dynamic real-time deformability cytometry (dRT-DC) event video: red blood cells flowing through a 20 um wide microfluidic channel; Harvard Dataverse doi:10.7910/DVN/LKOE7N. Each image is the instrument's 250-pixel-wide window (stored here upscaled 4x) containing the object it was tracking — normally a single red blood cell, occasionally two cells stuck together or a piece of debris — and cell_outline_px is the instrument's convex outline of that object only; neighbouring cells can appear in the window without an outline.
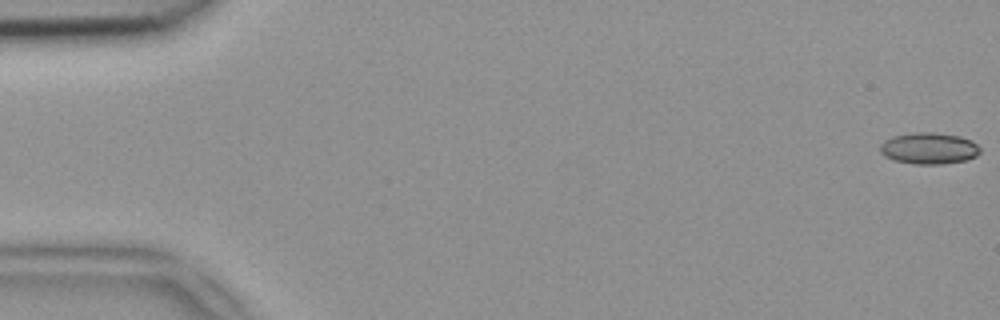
{"species": "common noctule bat (a hibernating species)", "species_latin": "Nyctalus noctula", "temperature_condition": "room temperature", "stored_images_in_passage": 23, "camera_frame_rate_fps": 3000, "um_per_image_px": 0.085, "animal": {"sex": "female", "body_mass_g": 18.4}, "frame": {"image": 1, "passage_image": 1, "time_ms": 0.0, "image_size_px": [1000, 320], "cell_outline_px": [[980, 152], [976, 156], [964, 160], [940, 164], [916, 164], [896, 160], [884, 156], [880, 152], [880, 144], [884, 140], [892, 136], [916, 132], [932, 132], [960, 136], [972, 140], [980, 148]], "centroid_in_image_um": [78.95, 12.59], "position_along_channel_um": 6.1, "area_um2": 18.26}}
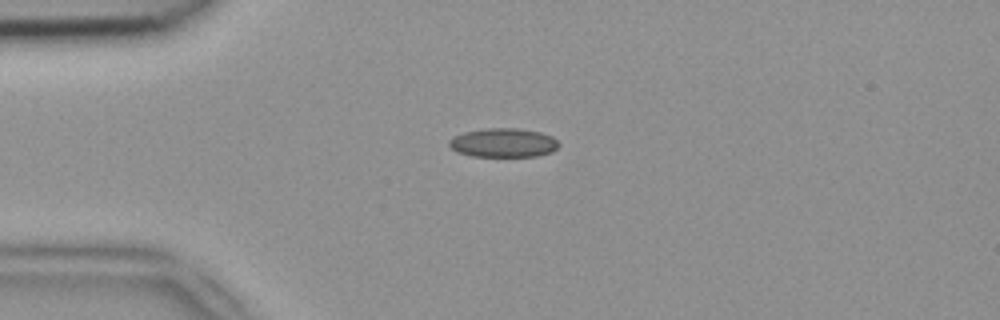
{"frame": {"image": 2, "passage_image": 13, "time_ms": 4.0, "image_size_px": [1000, 320], "cell_outline_px": [[560, 144], [552, 152], [536, 156], [472, 156], [456, 152], [448, 144], [448, 140], [452, 136], [464, 132], [484, 128], [520, 128], [540, 132], [552, 136]], "centroid_in_image_um": [42.76, 12.12], "position_along_channel_um": 42.2, "area_um2": 18.67}}